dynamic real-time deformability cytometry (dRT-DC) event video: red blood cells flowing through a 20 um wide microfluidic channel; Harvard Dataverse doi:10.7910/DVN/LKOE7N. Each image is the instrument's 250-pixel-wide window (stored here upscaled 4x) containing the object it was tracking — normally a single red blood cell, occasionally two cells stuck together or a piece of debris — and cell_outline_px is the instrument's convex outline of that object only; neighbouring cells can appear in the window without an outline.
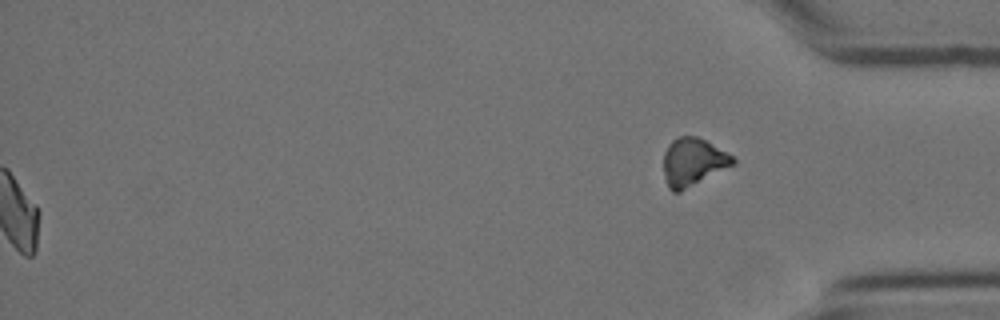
{"species": "Egyptian fruit bat (a non-hibernating species)", "species_latin": "Rousettus aegyptiacus", "temperature_condition": "cold", "stored_images_in_passage": 59, "segment_of_instrument_passage": [2, 2], "camera_frame_rate_fps": 3000, "um_per_image_px": 0.085, "animal": {"sex": "female"}, "frame": {"image": 1, "passage_image": 59, "time_ms": 19.333, "image_size_px": [1000, 320], "cell_outline_px": [[736, 164], [680, 192], [672, 192], [668, 188], [664, 176], [664, 152], [668, 144], [676, 136], [696, 136], [704, 140], [732, 156], [736, 160]], "centroid_in_image_um": [58.88, 13.79], "position_along_channel_um": 376.3, "area_um2": 19.36}}